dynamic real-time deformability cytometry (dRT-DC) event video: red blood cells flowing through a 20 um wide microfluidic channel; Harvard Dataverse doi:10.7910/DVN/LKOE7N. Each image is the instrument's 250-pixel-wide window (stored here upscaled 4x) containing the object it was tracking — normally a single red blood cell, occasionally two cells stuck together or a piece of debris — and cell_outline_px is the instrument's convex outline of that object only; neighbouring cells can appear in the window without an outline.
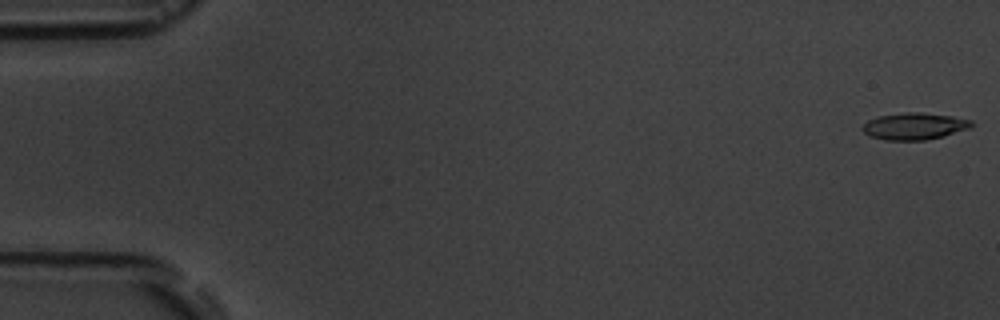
{"species": "common noctule bat (a hibernating species)", "species_latin": "Nyctalus noctula", "temperature_condition": "room temperature", "stored_images_in_passage": 6, "camera_frame_rate_fps": 3000, "um_per_image_px": 0.085, "animal": {"sex": "male", "body_mass_g": 19.5, "forearm_length_mm": 54.6}, "frame": {"image": 1, "passage_image": 1, "time_ms": 0.0, "image_size_px": [1000, 320], "cell_outline_px": [[972, 128], [944, 136], [924, 140], [884, 140], [868, 136], [860, 128], [868, 120], [876, 116], [904, 112], [920, 112], [952, 116], [972, 120]], "centroid_in_image_um": [77.7, 10.72], "position_along_channel_um": 7.3, "area_um2": 17.28}}
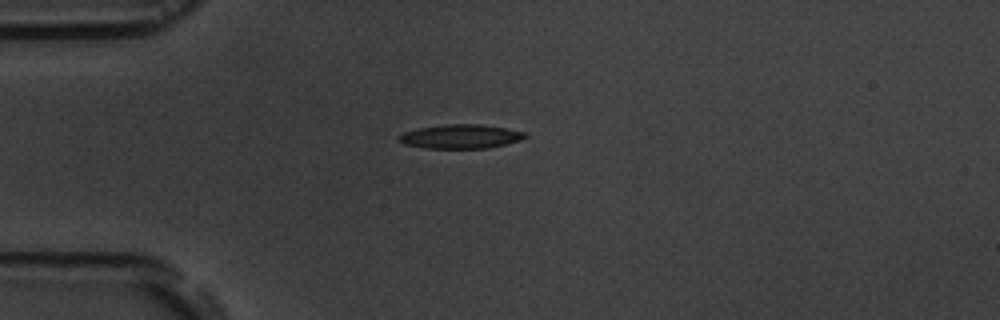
{"frame": {"image": 2, "passage_image": 5, "time_ms": 4.667, "image_size_px": [1000, 320], "cell_outline_px": [[528, 136], [520, 140], [488, 148], [424, 148], [404, 144], [396, 136], [404, 132], [420, 128], [448, 124], [480, 124], [528, 132]], "centroid_in_image_um": [39.17, 11.6], "position_along_channel_um": 45.8, "area_um2": 17.57}}